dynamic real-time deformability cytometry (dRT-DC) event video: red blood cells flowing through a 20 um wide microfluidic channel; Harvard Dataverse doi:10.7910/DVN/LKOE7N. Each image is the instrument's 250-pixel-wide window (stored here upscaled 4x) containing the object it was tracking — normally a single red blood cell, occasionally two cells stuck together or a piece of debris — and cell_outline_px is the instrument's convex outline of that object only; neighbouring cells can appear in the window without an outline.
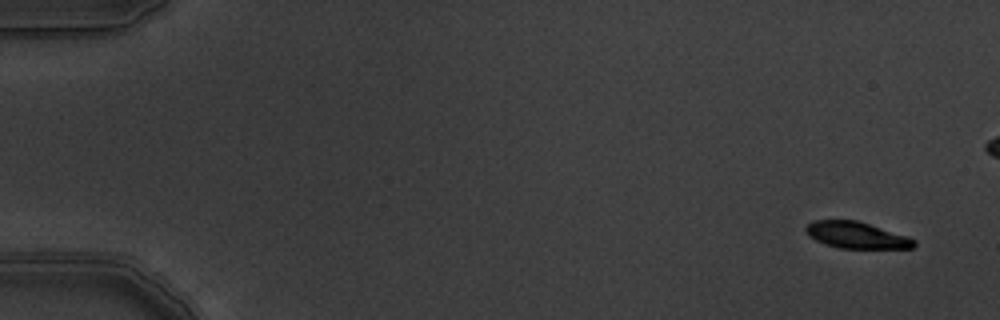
{"species": "common noctule bat (a hibernating species)", "species_latin": "Nyctalus noctula", "temperature_condition": "warm", "stored_images_in_passage": 16, "camera_frame_rate_fps": 3000, "um_per_image_px": 0.085, "animal": {"sex": "male", "body_mass_g": 19.5, "forearm_length_mm": 54.6}, "frame": {"image": 1, "passage_image": 1, "time_ms": 0.0, "image_size_px": [1000, 320], "cell_outline_px": [[916, 244], [912, 248], [840, 248], [824, 244], [808, 236], [804, 232], [804, 228], [812, 220], [856, 220], [908, 236], [916, 240]], "centroid_in_image_um": [72.76, 19.98], "position_along_channel_um": 12.2, "area_um2": 16.76}}
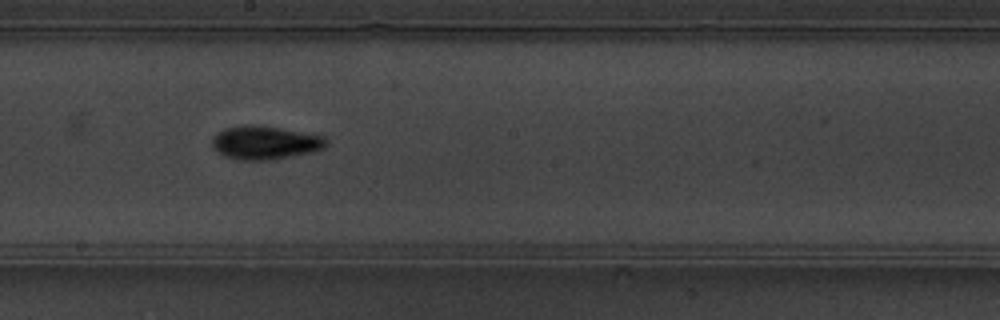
{"frame": {"image": 2, "passage_image": 10, "time_ms": 3.0, "image_size_px": [1000, 320], "cell_outline_px": [[328, 144], [324, 148], [312, 152], [264, 160], [240, 160], [224, 156], [212, 148], [212, 136], [216, 132], [224, 128], [244, 124], [252, 124], [324, 136], [328, 140]], "centroid_in_image_um": [22.47, 12.11], "position_along_channel_um": 225.7, "area_um2": 22.14}}
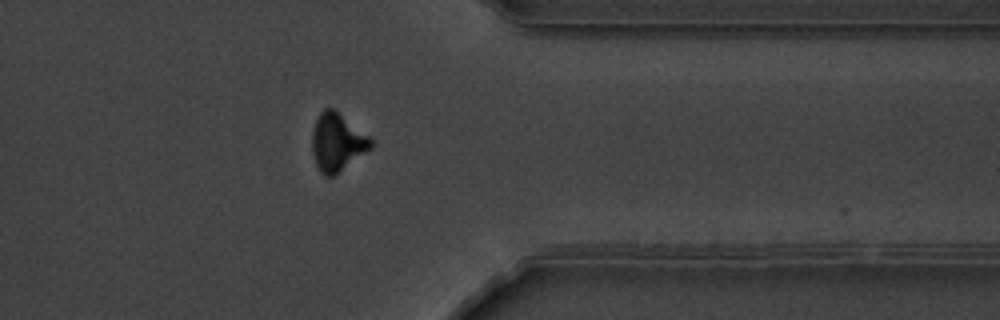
{"frame": {"image": 3, "passage_image": 14, "time_ms": 4.333, "image_size_px": [1000, 320], "cell_outline_px": [[372, 148], [332, 176], [324, 176], [320, 172], [316, 164], [312, 152], [312, 132], [316, 120], [320, 112], [324, 108], [332, 108], [368, 136], [372, 140]], "centroid_in_image_um": [28.63, 12.1], "position_along_channel_um": 382.8, "area_um2": 19.31}}